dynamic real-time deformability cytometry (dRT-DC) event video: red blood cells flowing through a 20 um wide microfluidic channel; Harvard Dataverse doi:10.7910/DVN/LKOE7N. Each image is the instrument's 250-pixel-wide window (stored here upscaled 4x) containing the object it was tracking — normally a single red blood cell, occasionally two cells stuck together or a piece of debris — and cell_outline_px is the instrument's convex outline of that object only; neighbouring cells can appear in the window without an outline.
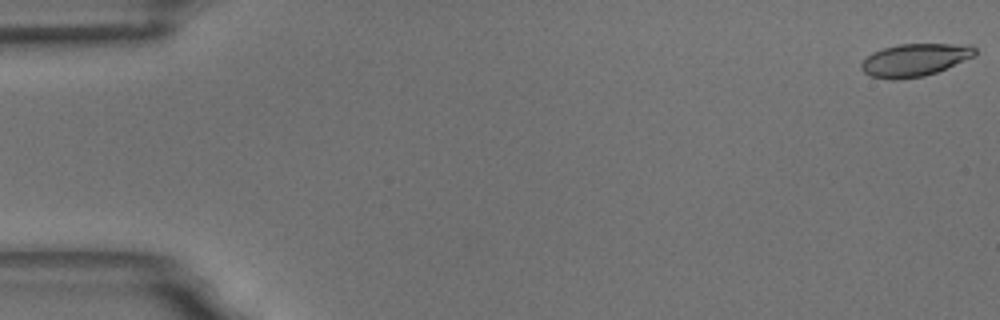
{"species": "common noctule bat (a hibernating species)", "species_latin": "Nyctalus noctula", "temperature_condition": "room temperature", "stored_images_in_passage": 58, "camera_frame_rate_fps": 3000, "um_per_image_px": 0.085, "animal": {"sex": "male", "body_mass_g": 18.8}, "frame": {"image": 1, "passage_image": 1, "time_ms": 0.0, "image_size_px": [1000, 320], "cell_outline_px": [[976, 56], [936, 72], [924, 76], [896, 80], [892, 80], [872, 76], [864, 72], [860, 68], [860, 64], [872, 52], [884, 48], [900, 44], [972, 44], [976, 48]], "centroid_in_image_um": [77.78, 5.09], "position_along_channel_um": 7.2, "area_um2": 21.68}}
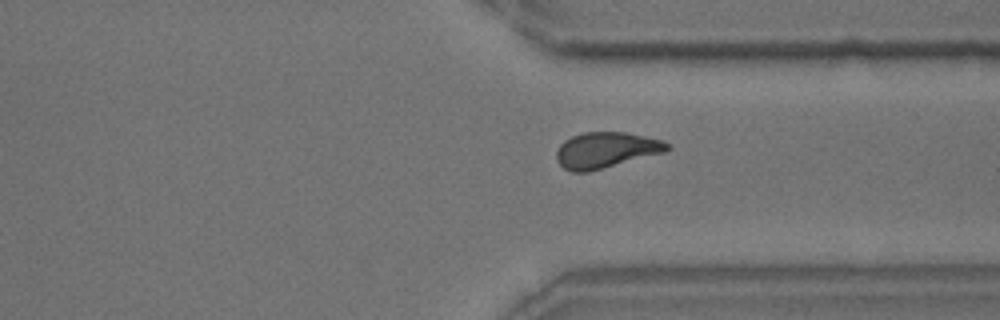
{"frame": {"image": 2, "passage_image": 44, "time_ms": 14.333, "image_size_px": [1000, 320], "cell_outline_px": [[672, 148], [664, 152], [588, 172], [572, 172], [564, 168], [556, 160], [556, 152], [560, 144], [564, 140], [572, 136], [584, 132], [624, 132], [644, 136], [660, 140], [668, 144]], "centroid_in_image_um": [51.47, 12.76], "position_along_channel_um": 359.9, "area_um2": 22.95}}
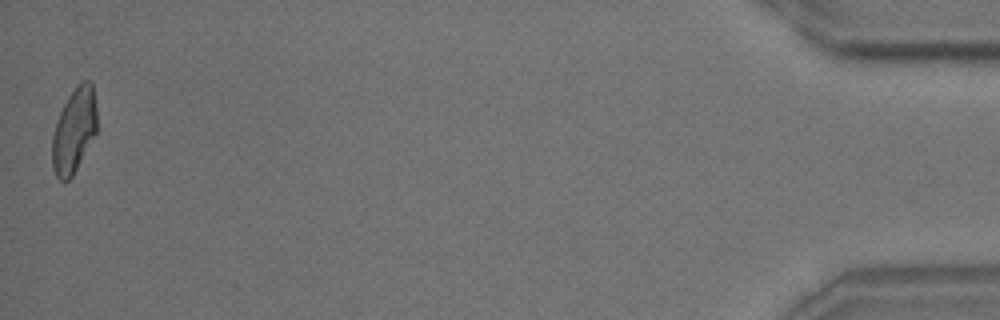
{"frame": {"image": 3, "passage_image": 58, "time_ms": 19.0, "image_size_px": [1000, 320], "cell_outline_px": [[96, 132], [72, 176], [68, 180], [60, 180], [56, 176], [52, 168], [52, 136], [56, 120], [68, 96], [80, 80], [88, 80], [92, 84], [96, 108]], "centroid_in_image_um": [6.27, 11.07], "position_along_channel_um": 428.9, "area_um2": 21.91}, "authors_computed_cell_mechanics": {"area_um2": 22.5709, "velocity_mm_per_s": 3.4673, "shape_relaxation_time_tau1_ms": 5.2873, "shape_relaxation_time_tau2_ms": 2.3558, "deformation_change_tau1": 0.1502, "deformation_change_tau2": 0.0873}}